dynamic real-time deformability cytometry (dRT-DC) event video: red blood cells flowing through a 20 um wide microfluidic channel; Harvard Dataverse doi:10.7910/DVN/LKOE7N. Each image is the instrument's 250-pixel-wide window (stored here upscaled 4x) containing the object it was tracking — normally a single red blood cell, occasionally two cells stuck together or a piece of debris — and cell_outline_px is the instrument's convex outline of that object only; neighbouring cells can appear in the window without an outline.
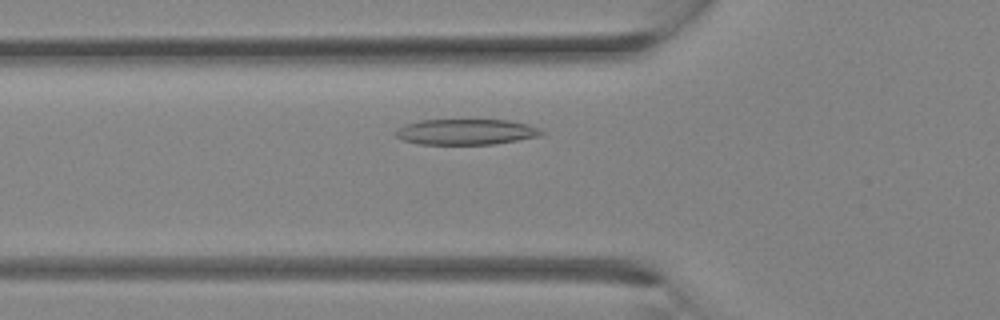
{"species": "Egyptian fruit bat (a non-hibernating species)", "species_latin": "Rousettus aegyptiacus", "temperature_condition": "room temperature", "stored_images_in_passage": 28, "camera_frame_rate_fps": 3000, "um_per_image_px": 0.085, "animal": {"sex": "female"}, "frame": {"image": 1, "passage_image": 7, "time_ms": 2.0, "image_size_px": [1000, 320], "cell_outline_px": [[544, 132], [540, 136], [492, 144], [420, 144], [404, 140], [396, 136], [396, 128], [404, 124], [420, 120], [508, 120], [528, 124]], "centroid_in_image_um": [39.57, 11.2], "position_along_channel_um": 86.2, "area_um2": 21.62}}
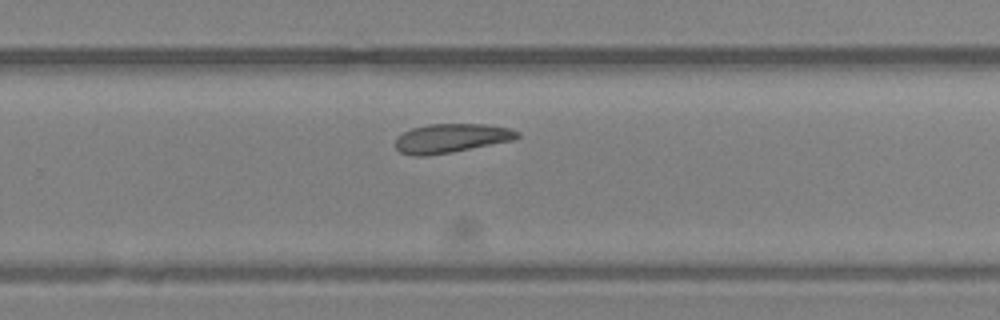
{"frame": {"image": 2, "passage_image": 17, "time_ms": 5.333, "image_size_px": [1000, 320], "cell_outline_px": [[520, 136], [516, 140], [452, 152], [428, 156], [416, 156], [400, 152], [396, 148], [396, 140], [404, 132], [412, 128], [428, 124], [484, 124], [508, 128], [520, 132]], "centroid_in_image_um": [38.39, 11.75], "position_along_channel_um": 291.4, "area_um2": 20.63}}
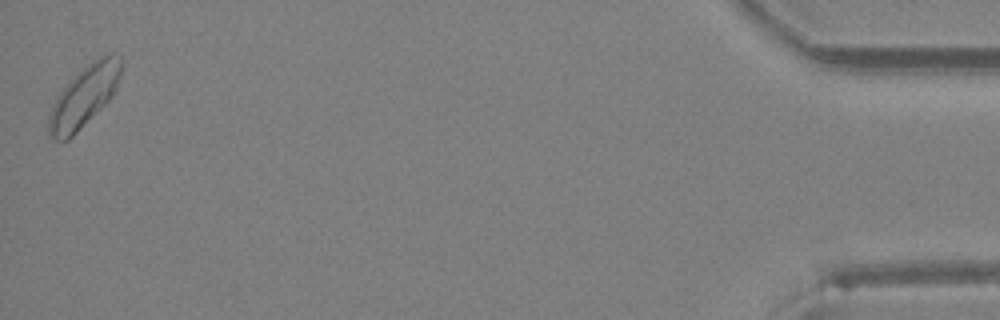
{"frame": {"image": 3, "passage_image": 28, "time_ms": 9.0, "image_size_px": [1000, 320], "cell_outline_px": [[124, 64], [116, 88], [112, 96], [68, 140], [52, 140], [48, 136], [48, 116], [56, 96], [68, 80], [92, 60], [104, 52], [112, 52], [120, 56]], "centroid_in_image_um": [7.15, 8.12], "position_along_channel_um": 428.1, "area_um2": 26.13}}